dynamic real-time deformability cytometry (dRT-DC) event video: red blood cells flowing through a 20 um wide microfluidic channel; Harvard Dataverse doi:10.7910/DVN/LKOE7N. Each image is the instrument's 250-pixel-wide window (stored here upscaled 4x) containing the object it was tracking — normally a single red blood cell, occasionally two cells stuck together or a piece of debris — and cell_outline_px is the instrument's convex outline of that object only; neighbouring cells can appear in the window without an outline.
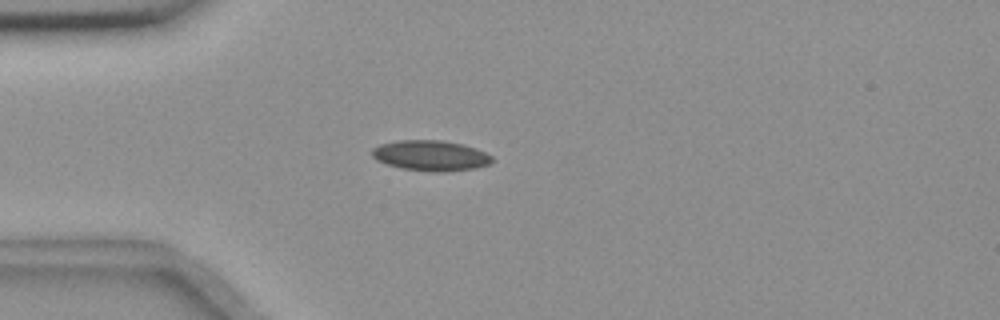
{"species": "common noctule bat (a hibernating species)", "species_latin": "Nyctalus noctula", "temperature_condition": "room temperature", "stored_images_in_passage": 6, "camera_frame_rate_fps": 3000, "um_per_image_px": 0.085, "animal": {"sex": "female", "body_mass_g": 18.4}, "frame": {"image": 1, "passage_image": 5, "time_ms": 4.667, "image_size_px": [1000, 320], "cell_outline_px": [[492, 160], [488, 164], [476, 168], [444, 172], [432, 172], [400, 168], [376, 160], [372, 156], [372, 148], [380, 144], [400, 140], [440, 140], [464, 144], [476, 148], [492, 156]], "centroid_in_image_um": [36.6, 13.22], "position_along_channel_um": 48.4, "area_um2": 21.33}}